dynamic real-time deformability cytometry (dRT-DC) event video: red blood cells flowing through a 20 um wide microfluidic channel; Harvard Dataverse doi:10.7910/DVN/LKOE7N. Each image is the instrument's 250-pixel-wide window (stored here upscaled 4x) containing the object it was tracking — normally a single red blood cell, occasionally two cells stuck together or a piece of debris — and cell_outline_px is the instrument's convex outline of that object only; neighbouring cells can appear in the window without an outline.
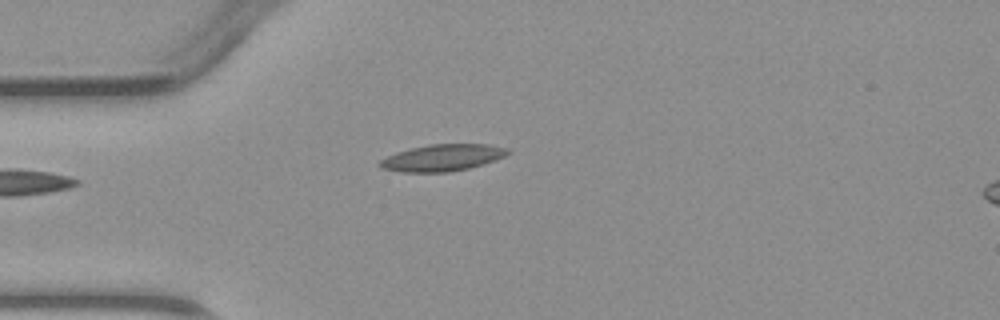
{"species": "common noctule bat (a hibernating species)", "species_latin": "Nyctalus noctula", "temperature_condition": "warm", "stored_images_in_passage": 1, "camera_frame_rate_fps": 3000, "um_per_image_px": 0.085, "animal": {"sex": "male", "body_mass_g": 23.1, "forearm_length_mm": 52.7}, "frame": {"image": 1, "passage_image": 1, "time_ms": 0.0, "image_size_px": [1000, 320], "cell_outline_px": [[512, 152], [504, 156], [468, 168], [448, 172], [400, 172], [380, 168], [376, 164], [380, 160], [396, 152], [428, 144], [488, 144], [508, 148]], "centroid_in_image_um": [37.56, 13.4], "position_along_channel_um": 47.4, "area_um2": 19.83}}